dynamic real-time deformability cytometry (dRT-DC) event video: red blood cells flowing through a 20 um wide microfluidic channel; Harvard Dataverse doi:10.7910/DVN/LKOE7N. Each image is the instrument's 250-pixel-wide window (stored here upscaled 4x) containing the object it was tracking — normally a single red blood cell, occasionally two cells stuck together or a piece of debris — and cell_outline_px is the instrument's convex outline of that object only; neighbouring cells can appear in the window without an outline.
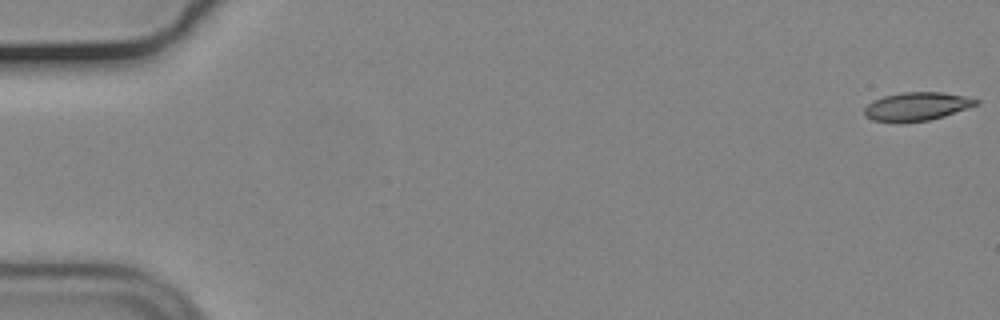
{"species": "common noctule bat (a hibernating species)", "species_latin": "Nyctalus noctula", "temperature_condition": "cold", "stored_images_in_passage": 9, "camera_frame_rate_fps": 3000, "um_per_image_px": 0.085, "animal": {"sex": "male", "body_mass_g": 19.2, "forearm_length_mm": 51.8}, "frame": {"image": 1, "passage_image": 1, "time_ms": 0.0, "image_size_px": [1000, 320], "cell_outline_px": [[980, 104], [944, 116], [928, 120], [904, 124], [900, 124], [872, 120], [864, 116], [864, 108], [872, 100], [884, 96], [900, 92], [940, 92], [964, 96], [980, 100]], "centroid_in_image_um": [77.88, 9.07], "position_along_channel_um": 7.1, "area_um2": 18.9}}